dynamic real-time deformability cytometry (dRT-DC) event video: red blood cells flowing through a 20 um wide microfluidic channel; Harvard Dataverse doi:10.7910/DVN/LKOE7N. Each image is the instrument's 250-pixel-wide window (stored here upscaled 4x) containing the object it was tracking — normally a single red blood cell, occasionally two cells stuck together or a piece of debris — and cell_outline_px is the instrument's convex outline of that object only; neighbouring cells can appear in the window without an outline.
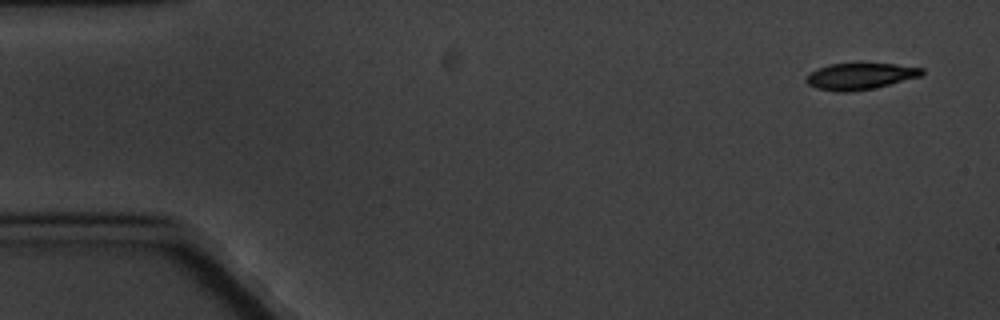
{"species": "common noctule bat (a hibernating species)", "species_latin": "Nyctalus noctula", "temperature_condition": "cold", "stored_images_in_passage": 12, "camera_frame_rate_fps": 3000, "um_per_image_px": 0.085, "animal": {"sex": "male", "body_mass_g": 20.1, "forearm_length_mm": 53.5}, "frame": {"image": 1, "passage_image": 1, "time_ms": 0.0, "image_size_px": [1000, 320], "cell_outline_px": [[924, 72], [920, 76], [872, 88], [848, 92], [836, 92], [816, 88], [808, 84], [804, 80], [808, 72], [816, 68], [828, 64], [860, 60], [896, 64], [924, 68]], "centroid_in_image_um": [73.04, 6.41], "position_along_channel_um": 12.0, "area_um2": 18.73}}